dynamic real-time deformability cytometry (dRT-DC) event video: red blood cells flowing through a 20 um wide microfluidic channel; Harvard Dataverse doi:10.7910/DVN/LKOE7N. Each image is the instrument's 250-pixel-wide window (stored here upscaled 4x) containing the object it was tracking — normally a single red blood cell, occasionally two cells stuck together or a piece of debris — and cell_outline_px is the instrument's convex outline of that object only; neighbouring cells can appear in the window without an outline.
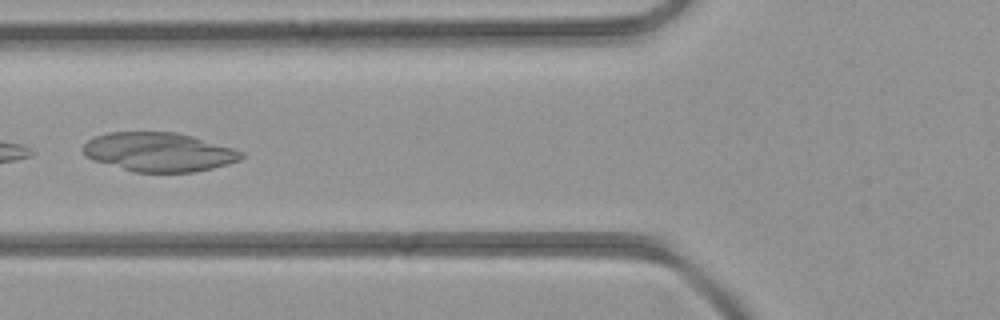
{"species": "common noctule bat (a hibernating species)", "species_latin": "Nyctalus noctula", "temperature_condition": "room temperature", "stored_images_in_passage": 5, "camera_frame_rate_fps": 3000, "um_per_image_px": 0.085, "animal": {"sex": "female", "body_mass_g": 21.9}, "frame": {"image": 1, "passage_image": 5, "time_ms": 4.667, "image_size_px": [1000, 320], "cell_outline_px": [[244, 156], [240, 160], [228, 164], [196, 172], [132, 172], [92, 160], [84, 152], [84, 144], [88, 140], [96, 136], [108, 132], [176, 132], [192, 136], [232, 148], [244, 152]], "centroid_in_image_um": [13.51, 12.93], "position_along_channel_um": 112.3, "area_um2": 35.89}}